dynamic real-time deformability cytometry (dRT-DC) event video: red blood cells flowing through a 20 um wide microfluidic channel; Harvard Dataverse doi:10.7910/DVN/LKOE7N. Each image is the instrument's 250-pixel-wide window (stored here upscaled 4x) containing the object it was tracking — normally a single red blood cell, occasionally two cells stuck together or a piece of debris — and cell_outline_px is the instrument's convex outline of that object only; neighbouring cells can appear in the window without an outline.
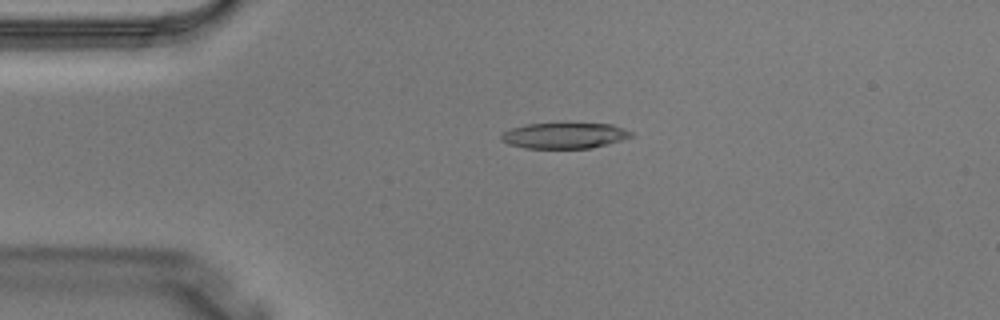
{"species": "Egyptian fruit bat (a non-hibernating species)", "species_latin": "Rousettus aegyptiacus", "temperature_condition": "warm", "stored_images_in_passage": 4, "camera_frame_rate_fps": 3000, "um_per_image_px": 0.085, "animal": {"sex": "male"}, "frame": {"image": 1, "passage_image": 3, "time_ms": 0.667, "image_size_px": [1000, 320], "cell_outline_px": [[632, 136], [608, 144], [592, 148], [524, 148], [508, 144], [500, 140], [500, 136], [504, 132], [512, 128], [524, 124], [612, 124], [624, 128], [632, 132]], "centroid_in_image_um": [47.95, 11.53], "position_along_channel_um": 37.0, "area_um2": 19.36}}
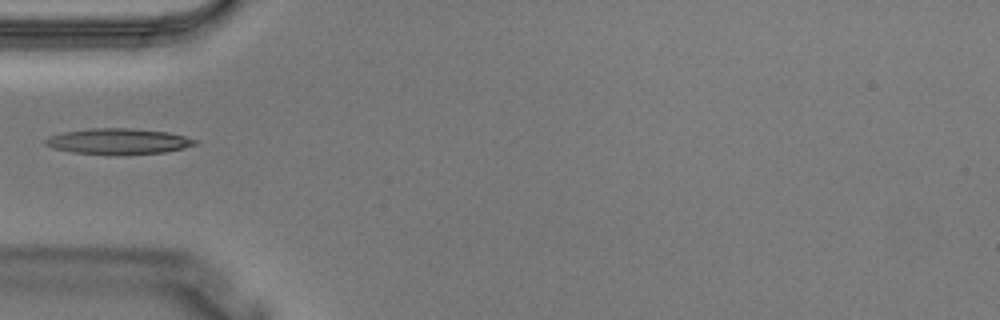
{"frame": {"image": 2, "passage_image": 4, "time_ms": 1.0, "image_size_px": [1000, 320], "cell_outline_px": [[196, 144], [184, 148], [164, 152], [108, 156], [72, 152], [52, 148], [44, 144], [44, 140], [48, 136], [64, 132], [92, 128], [132, 128], [168, 132], [184, 136], [196, 140]], "centroid_in_image_um": [10.01, 12.03], "position_along_channel_um": 75.0, "area_um2": 22.77}}